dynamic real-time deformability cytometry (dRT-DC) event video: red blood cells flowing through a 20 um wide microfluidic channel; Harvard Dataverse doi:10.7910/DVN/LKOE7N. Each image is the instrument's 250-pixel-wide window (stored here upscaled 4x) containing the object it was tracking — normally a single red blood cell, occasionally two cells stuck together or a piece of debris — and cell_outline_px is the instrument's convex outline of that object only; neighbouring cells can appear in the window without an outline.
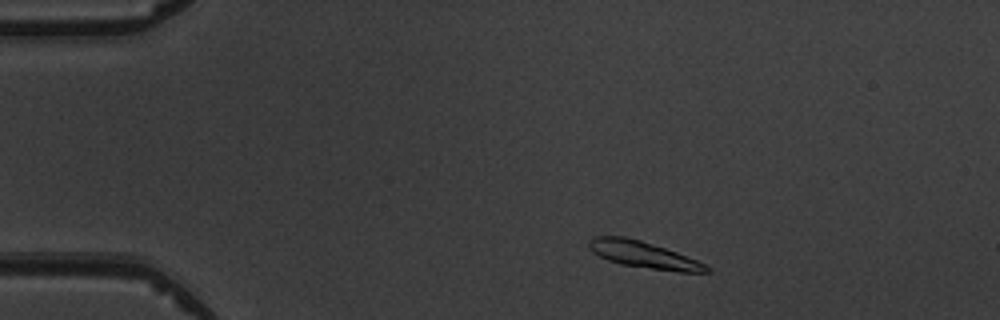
{"species": "common noctule bat (a hibernating species)", "species_latin": "Nyctalus noctula", "temperature_condition": "warm", "stored_images_in_passage": 5, "camera_frame_rate_fps": 3000, "um_per_image_px": 0.085, "animal": {"sex": "male", "body_mass_g": 19.5, "forearm_length_mm": 54.6}, "frame": {"image": 1, "passage_image": 2, "time_ms": 1.333, "image_size_px": [1000, 320], "cell_outline_px": [[712, 272], [680, 272], [620, 264], [608, 260], [592, 252], [588, 248], [588, 240], [592, 236], [624, 236], [640, 240], [676, 252], [696, 260], [712, 268]], "centroid_in_image_um": [54.67, 21.65], "position_along_channel_um": 30.3, "area_um2": 18.15}}
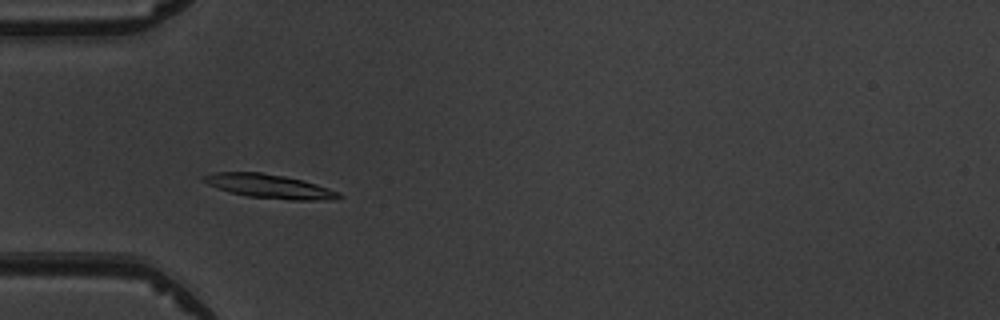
{"frame": {"image": 2, "passage_image": 4, "time_ms": 3.667, "image_size_px": [1000, 320], "cell_outline_px": [[344, 196], [320, 200], [288, 200], [248, 196], [216, 188], [200, 180], [200, 176], [216, 172], [260, 172], [284, 176], [316, 184], [340, 192]], "centroid_in_image_um": [22.83, 15.82], "position_along_channel_um": 62.2, "area_um2": 18.67}}
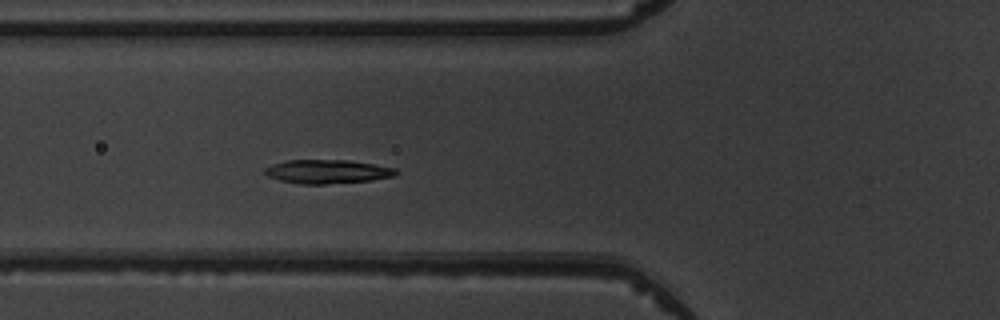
{"frame": {"image": 3, "passage_image": 5, "time_ms": 4.667, "image_size_px": [1000, 320], "cell_outline_px": [[400, 172], [396, 176], [372, 180], [324, 184], [300, 184], [280, 180], [268, 176], [264, 172], [264, 168], [272, 164], [288, 160], [348, 160], [396, 168]], "centroid_in_image_um": [27.85, 14.58], "position_along_channel_um": 97.9, "area_um2": 18.21}}